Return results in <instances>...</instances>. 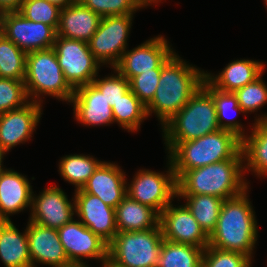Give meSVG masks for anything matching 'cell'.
Masks as SVG:
<instances>
[{"label": "cell", "instance_id": "6da1fadb", "mask_svg": "<svg viewBox=\"0 0 267 267\" xmlns=\"http://www.w3.org/2000/svg\"><path fill=\"white\" fill-rule=\"evenodd\" d=\"M175 52L163 64L154 98L146 106L147 115H157L163 126L203 85L206 73L186 64Z\"/></svg>", "mask_w": 267, "mask_h": 267}, {"label": "cell", "instance_id": "7a4b0ae2", "mask_svg": "<svg viewBox=\"0 0 267 267\" xmlns=\"http://www.w3.org/2000/svg\"><path fill=\"white\" fill-rule=\"evenodd\" d=\"M176 180L186 171L227 159H243L241 139L219 129L187 142H165Z\"/></svg>", "mask_w": 267, "mask_h": 267}, {"label": "cell", "instance_id": "3957f363", "mask_svg": "<svg viewBox=\"0 0 267 267\" xmlns=\"http://www.w3.org/2000/svg\"><path fill=\"white\" fill-rule=\"evenodd\" d=\"M247 191L224 200L216 227L209 235V246L241 252L252 259L258 226Z\"/></svg>", "mask_w": 267, "mask_h": 267}, {"label": "cell", "instance_id": "277c9868", "mask_svg": "<svg viewBox=\"0 0 267 267\" xmlns=\"http://www.w3.org/2000/svg\"><path fill=\"white\" fill-rule=\"evenodd\" d=\"M243 163V159H227L186 171L176 180L177 195L234 198L248 189Z\"/></svg>", "mask_w": 267, "mask_h": 267}, {"label": "cell", "instance_id": "5b68a950", "mask_svg": "<svg viewBox=\"0 0 267 267\" xmlns=\"http://www.w3.org/2000/svg\"><path fill=\"white\" fill-rule=\"evenodd\" d=\"M165 142H187L220 129L213 96L201 86L163 126Z\"/></svg>", "mask_w": 267, "mask_h": 267}, {"label": "cell", "instance_id": "8992f818", "mask_svg": "<svg viewBox=\"0 0 267 267\" xmlns=\"http://www.w3.org/2000/svg\"><path fill=\"white\" fill-rule=\"evenodd\" d=\"M29 100L41 104L40 95L53 96L70 102L74 89L65 80L55 50L31 51L26 55V76L24 80ZM43 94V95H42Z\"/></svg>", "mask_w": 267, "mask_h": 267}, {"label": "cell", "instance_id": "52a82bcc", "mask_svg": "<svg viewBox=\"0 0 267 267\" xmlns=\"http://www.w3.org/2000/svg\"><path fill=\"white\" fill-rule=\"evenodd\" d=\"M164 238L160 224L144 231L118 232L108 257L123 267H157Z\"/></svg>", "mask_w": 267, "mask_h": 267}, {"label": "cell", "instance_id": "ba28073f", "mask_svg": "<svg viewBox=\"0 0 267 267\" xmlns=\"http://www.w3.org/2000/svg\"><path fill=\"white\" fill-rule=\"evenodd\" d=\"M53 49L64 78L73 89L92 83L98 76L100 63L94 58L87 42L56 36Z\"/></svg>", "mask_w": 267, "mask_h": 267}, {"label": "cell", "instance_id": "9c48e42d", "mask_svg": "<svg viewBox=\"0 0 267 267\" xmlns=\"http://www.w3.org/2000/svg\"><path fill=\"white\" fill-rule=\"evenodd\" d=\"M133 14L102 17L95 34L87 42L94 58L101 64L115 67L124 51L133 21Z\"/></svg>", "mask_w": 267, "mask_h": 267}, {"label": "cell", "instance_id": "30bf717a", "mask_svg": "<svg viewBox=\"0 0 267 267\" xmlns=\"http://www.w3.org/2000/svg\"><path fill=\"white\" fill-rule=\"evenodd\" d=\"M167 173L139 170L127 187V195L159 214L177 197V184L169 159Z\"/></svg>", "mask_w": 267, "mask_h": 267}, {"label": "cell", "instance_id": "8fae6325", "mask_svg": "<svg viewBox=\"0 0 267 267\" xmlns=\"http://www.w3.org/2000/svg\"><path fill=\"white\" fill-rule=\"evenodd\" d=\"M0 33L26 53L53 48L57 36L52 26L28 20L17 10L0 13Z\"/></svg>", "mask_w": 267, "mask_h": 267}, {"label": "cell", "instance_id": "7c38bea8", "mask_svg": "<svg viewBox=\"0 0 267 267\" xmlns=\"http://www.w3.org/2000/svg\"><path fill=\"white\" fill-rule=\"evenodd\" d=\"M164 36H156L138 45L132 50H125L119 63L112 68L128 81L143 72L162 69L163 64L174 53Z\"/></svg>", "mask_w": 267, "mask_h": 267}, {"label": "cell", "instance_id": "4fadbf2b", "mask_svg": "<svg viewBox=\"0 0 267 267\" xmlns=\"http://www.w3.org/2000/svg\"><path fill=\"white\" fill-rule=\"evenodd\" d=\"M58 234L71 264H86L82 258L102 261L108 256V244L79 220L72 219Z\"/></svg>", "mask_w": 267, "mask_h": 267}, {"label": "cell", "instance_id": "5bb4252c", "mask_svg": "<svg viewBox=\"0 0 267 267\" xmlns=\"http://www.w3.org/2000/svg\"><path fill=\"white\" fill-rule=\"evenodd\" d=\"M163 238L179 244L205 249L209 236L200 227L186 205L174 207L169 204L161 213L160 221Z\"/></svg>", "mask_w": 267, "mask_h": 267}, {"label": "cell", "instance_id": "9a60e30c", "mask_svg": "<svg viewBox=\"0 0 267 267\" xmlns=\"http://www.w3.org/2000/svg\"><path fill=\"white\" fill-rule=\"evenodd\" d=\"M74 203L79 221L109 244L118 233L115 209L82 189L75 190Z\"/></svg>", "mask_w": 267, "mask_h": 267}, {"label": "cell", "instance_id": "2e32d148", "mask_svg": "<svg viewBox=\"0 0 267 267\" xmlns=\"http://www.w3.org/2000/svg\"><path fill=\"white\" fill-rule=\"evenodd\" d=\"M71 203L62 189L55 185L50 186L39 196L32 195L29 221L58 230L74 219V200Z\"/></svg>", "mask_w": 267, "mask_h": 267}, {"label": "cell", "instance_id": "e0dca14e", "mask_svg": "<svg viewBox=\"0 0 267 267\" xmlns=\"http://www.w3.org/2000/svg\"><path fill=\"white\" fill-rule=\"evenodd\" d=\"M41 107L29 101L18 109L0 114V147L5 153L32 137L41 118Z\"/></svg>", "mask_w": 267, "mask_h": 267}, {"label": "cell", "instance_id": "ac0fdd59", "mask_svg": "<svg viewBox=\"0 0 267 267\" xmlns=\"http://www.w3.org/2000/svg\"><path fill=\"white\" fill-rule=\"evenodd\" d=\"M32 267L36 263L52 267H68L71 263L60 242L57 229L29 221L26 227Z\"/></svg>", "mask_w": 267, "mask_h": 267}, {"label": "cell", "instance_id": "d6986e66", "mask_svg": "<svg viewBox=\"0 0 267 267\" xmlns=\"http://www.w3.org/2000/svg\"><path fill=\"white\" fill-rule=\"evenodd\" d=\"M127 185L125 172L120 166L105 161L88 179L82 190L97 196L115 209L127 195Z\"/></svg>", "mask_w": 267, "mask_h": 267}, {"label": "cell", "instance_id": "ffe728a7", "mask_svg": "<svg viewBox=\"0 0 267 267\" xmlns=\"http://www.w3.org/2000/svg\"><path fill=\"white\" fill-rule=\"evenodd\" d=\"M70 103H73L76 120L83 125L100 126L114 123L112 107L93 83L74 89Z\"/></svg>", "mask_w": 267, "mask_h": 267}, {"label": "cell", "instance_id": "44dd1931", "mask_svg": "<svg viewBox=\"0 0 267 267\" xmlns=\"http://www.w3.org/2000/svg\"><path fill=\"white\" fill-rule=\"evenodd\" d=\"M32 186L26 176L11 169L0 172V221H10L9 215L32 206Z\"/></svg>", "mask_w": 267, "mask_h": 267}, {"label": "cell", "instance_id": "7402d4cb", "mask_svg": "<svg viewBox=\"0 0 267 267\" xmlns=\"http://www.w3.org/2000/svg\"><path fill=\"white\" fill-rule=\"evenodd\" d=\"M102 17L78 0L60 10L57 36L88 42L97 31Z\"/></svg>", "mask_w": 267, "mask_h": 267}, {"label": "cell", "instance_id": "603a6c76", "mask_svg": "<svg viewBox=\"0 0 267 267\" xmlns=\"http://www.w3.org/2000/svg\"><path fill=\"white\" fill-rule=\"evenodd\" d=\"M264 68L265 65L260 61L234 60L218 75L213 76L206 71L205 79L217 90L234 93L263 74Z\"/></svg>", "mask_w": 267, "mask_h": 267}, {"label": "cell", "instance_id": "cb8c5ba5", "mask_svg": "<svg viewBox=\"0 0 267 267\" xmlns=\"http://www.w3.org/2000/svg\"><path fill=\"white\" fill-rule=\"evenodd\" d=\"M118 232L144 231L159 225L160 214L126 195L115 208Z\"/></svg>", "mask_w": 267, "mask_h": 267}, {"label": "cell", "instance_id": "d4e9b609", "mask_svg": "<svg viewBox=\"0 0 267 267\" xmlns=\"http://www.w3.org/2000/svg\"><path fill=\"white\" fill-rule=\"evenodd\" d=\"M0 259L5 267H32L26 229L20 233L11 220L0 221Z\"/></svg>", "mask_w": 267, "mask_h": 267}, {"label": "cell", "instance_id": "484cf974", "mask_svg": "<svg viewBox=\"0 0 267 267\" xmlns=\"http://www.w3.org/2000/svg\"><path fill=\"white\" fill-rule=\"evenodd\" d=\"M252 127L250 136L246 134L241 139L244 171L251 170L260 177L267 176V125L255 122Z\"/></svg>", "mask_w": 267, "mask_h": 267}, {"label": "cell", "instance_id": "4316f807", "mask_svg": "<svg viewBox=\"0 0 267 267\" xmlns=\"http://www.w3.org/2000/svg\"><path fill=\"white\" fill-rule=\"evenodd\" d=\"M184 198L187 208L209 236L215 229L224 200L213 195H177Z\"/></svg>", "mask_w": 267, "mask_h": 267}, {"label": "cell", "instance_id": "83f0119b", "mask_svg": "<svg viewBox=\"0 0 267 267\" xmlns=\"http://www.w3.org/2000/svg\"><path fill=\"white\" fill-rule=\"evenodd\" d=\"M204 249L163 240L157 267H202Z\"/></svg>", "mask_w": 267, "mask_h": 267}, {"label": "cell", "instance_id": "f1b7e54d", "mask_svg": "<svg viewBox=\"0 0 267 267\" xmlns=\"http://www.w3.org/2000/svg\"><path fill=\"white\" fill-rule=\"evenodd\" d=\"M103 162L92 156L68 155L60 160L59 172L65 181L75 185V190H78L82 189Z\"/></svg>", "mask_w": 267, "mask_h": 267}, {"label": "cell", "instance_id": "f546056e", "mask_svg": "<svg viewBox=\"0 0 267 267\" xmlns=\"http://www.w3.org/2000/svg\"><path fill=\"white\" fill-rule=\"evenodd\" d=\"M202 86L213 96L220 129L230 131L242 139L245 134H247V132H244L245 130L243 129L242 124L238 121H234V119L226 121V118H228L227 113L231 110L237 111L238 114L244 113L238 104L237 96L233 92H222L217 90L206 79Z\"/></svg>", "mask_w": 267, "mask_h": 267}, {"label": "cell", "instance_id": "4dcf8cb0", "mask_svg": "<svg viewBox=\"0 0 267 267\" xmlns=\"http://www.w3.org/2000/svg\"><path fill=\"white\" fill-rule=\"evenodd\" d=\"M112 112L114 122L128 132L140 129L141 122L148 117L146 106L130 89L112 106Z\"/></svg>", "mask_w": 267, "mask_h": 267}, {"label": "cell", "instance_id": "1f68e13d", "mask_svg": "<svg viewBox=\"0 0 267 267\" xmlns=\"http://www.w3.org/2000/svg\"><path fill=\"white\" fill-rule=\"evenodd\" d=\"M26 55L11 40L0 33V77L24 81L26 76Z\"/></svg>", "mask_w": 267, "mask_h": 267}, {"label": "cell", "instance_id": "d6a6232c", "mask_svg": "<svg viewBox=\"0 0 267 267\" xmlns=\"http://www.w3.org/2000/svg\"><path fill=\"white\" fill-rule=\"evenodd\" d=\"M60 10L57 5L46 0H23L17 10L26 19L34 22H42L52 26L56 31L59 26Z\"/></svg>", "mask_w": 267, "mask_h": 267}, {"label": "cell", "instance_id": "836d02e7", "mask_svg": "<svg viewBox=\"0 0 267 267\" xmlns=\"http://www.w3.org/2000/svg\"><path fill=\"white\" fill-rule=\"evenodd\" d=\"M261 78L262 74L234 92L244 113L255 112L267 103V85Z\"/></svg>", "mask_w": 267, "mask_h": 267}, {"label": "cell", "instance_id": "e575fe53", "mask_svg": "<svg viewBox=\"0 0 267 267\" xmlns=\"http://www.w3.org/2000/svg\"><path fill=\"white\" fill-rule=\"evenodd\" d=\"M251 258L244 253L207 246L202 256V267H251Z\"/></svg>", "mask_w": 267, "mask_h": 267}, {"label": "cell", "instance_id": "d590c367", "mask_svg": "<svg viewBox=\"0 0 267 267\" xmlns=\"http://www.w3.org/2000/svg\"><path fill=\"white\" fill-rule=\"evenodd\" d=\"M29 102L24 81L0 77V114Z\"/></svg>", "mask_w": 267, "mask_h": 267}, {"label": "cell", "instance_id": "8d00e7d4", "mask_svg": "<svg viewBox=\"0 0 267 267\" xmlns=\"http://www.w3.org/2000/svg\"><path fill=\"white\" fill-rule=\"evenodd\" d=\"M94 13L104 16L134 14L145 6L139 0H78Z\"/></svg>", "mask_w": 267, "mask_h": 267}, {"label": "cell", "instance_id": "74e56055", "mask_svg": "<svg viewBox=\"0 0 267 267\" xmlns=\"http://www.w3.org/2000/svg\"><path fill=\"white\" fill-rule=\"evenodd\" d=\"M160 75L161 69H152V72H143L129 80L130 90L145 106L154 98Z\"/></svg>", "mask_w": 267, "mask_h": 267}, {"label": "cell", "instance_id": "f35d334b", "mask_svg": "<svg viewBox=\"0 0 267 267\" xmlns=\"http://www.w3.org/2000/svg\"><path fill=\"white\" fill-rule=\"evenodd\" d=\"M104 79L95 78L92 83L103 93L105 99L112 107L130 89L129 81L118 71Z\"/></svg>", "mask_w": 267, "mask_h": 267}, {"label": "cell", "instance_id": "ab89813d", "mask_svg": "<svg viewBox=\"0 0 267 267\" xmlns=\"http://www.w3.org/2000/svg\"><path fill=\"white\" fill-rule=\"evenodd\" d=\"M23 0H0V13L18 10Z\"/></svg>", "mask_w": 267, "mask_h": 267}, {"label": "cell", "instance_id": "60d3db41", "mask_svg": "<svg viewBox=\"0 0 267 267\" xmlns=\"http://www.w3.org/2000/svg\"><path fill=\"white\" fill-rule=\"evenodd\" d=\"M49 3L57 5L59 8H65L66 6H69L70 4H73L76 0H46Z\"/></svg>", "mask_w": 267, "mask_h": 267}, {"label": "cell", "instance_id": "b9f144b4", "mask_svg": "<svg viewBox=\"0 0 267 267\" xmlns=\"http://www.w3.org/2000/svg\"><path fill=\"white\" fill-rule=\"evenodd\" d=\"M101 262H102V267H123V266L118 265L117 263H115L108 256L104 260H102Z\"/></svg>", "mask_w": 267, "mask_h": 267}, {"label": "cell", "instance_id": "7bdbcfd3", "mask_svg": "<svg viewBox=\"0 0 267 267\" xmlns=\"http://www.w3.org/2000/svg\"><path fill=\"white\" fill-rule=\"evenodd\" d=\"M140 2L147 7L150 4L152 5V3L161 2V0H140Z\"/></svg>", "mask_w": 267, "mask_h": 267}, {"label": "cell", "instance_id": "ee69618b", "mask_svg": "<svg viewBox=\"0 0 267 267\" xmlns=\"http://www.w3.org/2000/svg\"><path fill=\"white\" fill-rule=\"evenodd\" d=\"M4 154H6L2 149H1V147H0V172L4 169L3 167H2V162H3V157H4Z\"/></svg>", "mask_w": 267, "mask_h": 267}, {"label": "cell", "instance_id": "f6af8a7d", "mask_svg": "<svg viewBox=\"0 0 267 267\" xmlns=\"http://www.w3.org/2000/svg\"><path fill=\"white\" fill-rule=\"evenodd\" d=\"M255 122H264L267 125V114H264L263 117L256 118Z\"/></svg>", "mask_w": 267, "mask_h": 267}, {"label": "cell", "instance_id": "bcb514c9", "mask_svg": "<svg viewBox=\"0 0 267 267\" xmlns=\"http://www.w3.org/2000/svg\"><path fill=\"white\" fill-rule=\"evenodd\" d=\"M68 267H89L87 264H70Z\"/></svg>", "mask_w": 267, "mask_h": 267}]
</instances>
